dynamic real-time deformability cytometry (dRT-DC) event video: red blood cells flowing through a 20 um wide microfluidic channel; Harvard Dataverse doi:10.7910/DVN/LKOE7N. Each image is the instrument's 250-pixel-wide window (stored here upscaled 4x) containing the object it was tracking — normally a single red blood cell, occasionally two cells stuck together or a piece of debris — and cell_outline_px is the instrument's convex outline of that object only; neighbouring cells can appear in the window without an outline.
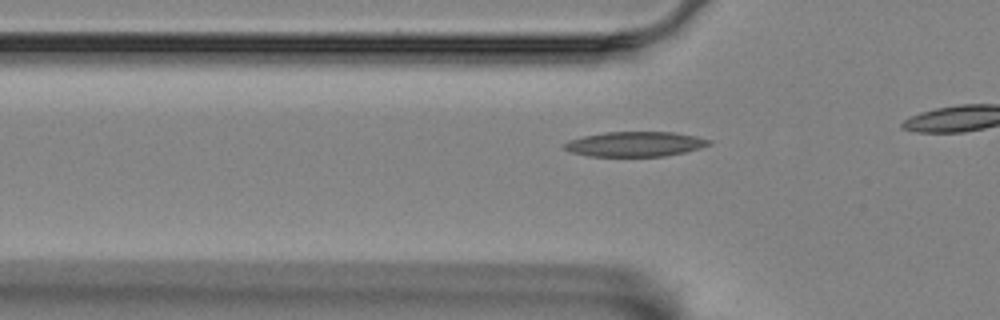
{"species": "Egyptian fruit bat (a non-hibernating species)", "species_latin": "Rousettus aegyptiacus", "temperature_condition": "room temperature", "stored_images_in_passage": 8, "camera_frame_rate_fps": 3000, "um_per_image_px": 0.085, "animal": {"sex": "female"}, "frame": {"image": 1, "passage_image": 2, "time_ms": 0.333, "image_size_px": [1000, 320], "cell_outline_px": [[712, 144], [700, 148], [684, 152], [664, 156], [588, 156], [572, 152], [564, 148], [560, 144], [568, 140], [584, 136], [604, 132], [676, 132], [696, 136], [712, 140]], "centroid_in_image_um": [53.98, 12.24], "position_along_channel_um": 71.8, "area_um2": 21.1}}
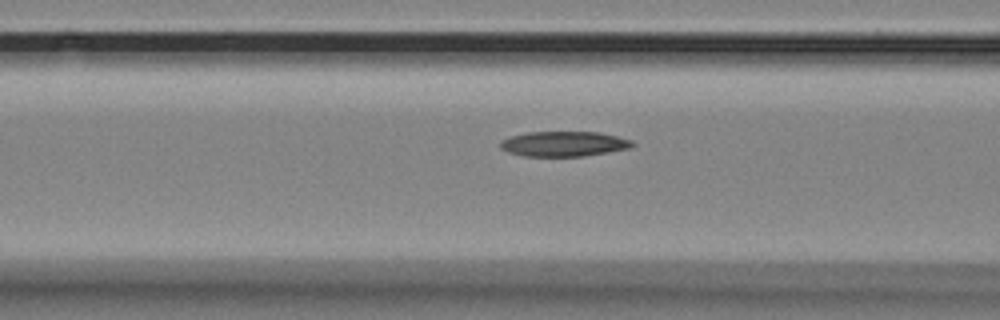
{"frame": {"image": 2, "passage_image": 6, "time_ms": 1.667, "image_size_px": [1000, 320], "cell_outline_px": [[636, 144], [628, 148], [608, 152], [584, 156], [524, 156], [508, 152], [500, 148], [500, 140], [508, 136], [528, 132], [600, 132], [632, 140]], "centroid_in_image_um": [47.89, 12.22], "position_along_channel_um": 118.7, "area_um2": 19.36}}